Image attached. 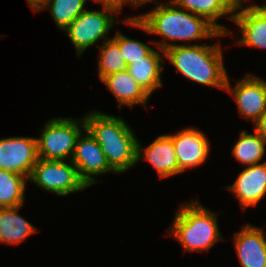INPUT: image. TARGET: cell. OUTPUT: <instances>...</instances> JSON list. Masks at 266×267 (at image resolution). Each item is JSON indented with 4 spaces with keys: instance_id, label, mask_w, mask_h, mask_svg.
Segmentation results:
<instances>
[{
    "instance_id": "obj_19",
    "label": "cell",
    "mask_w": 266,
    "mask_h": 267,
    "mask_svg": "<svg viewBox=\"0 0 266 267\" xmlns=\"http://www.w3.org/2000/svg\"><path fill=\"white\" fill-rule=\"evenodd\" d=\"M22 206L0 208V243L18 245L36 233L37 228L18 214Z\"/></svg>"
},
{
    "instance_id": "obj_23",
    "label": "cell",
    "mask_w": 266,
    "mask_h": 267,
    "mask_svg": "<svg viewBox=\"0 0 266 267\" xmlns=\"http://www.w3.org/2000/svg\"><path fill=\"white\" fill-rule=\"evenodd\" d=\"M99 50L97 71L101 81L106 76L127 69L120 47L112 38L99 45Z\"/></svg>"
},
{
    "instance_id": "obj_25",
    "label": "cell",
    "mask_w": 266,
    "mask_h": 267,
    "mask_svg": "<svg viewBox=\"0 0 266 267\" xmlns=\"http://www.w3.org/2000/svg\"><path fill=\"white\" fill-rule=\"evenodd\" d=\"M254 130L266 142V112L257 120Z\"/></svg>"
},
{
    "instance_id": "obj_31",
    "label": "cell",
    "mask_w": 266,
    "mask_h": 267,
    "mask_svg": "<svg viewBox=\"0 0 266 267\" xmlns=\"http://www.w3.org/2000/svg\"><path fill=\"white\" fill-rule=\"evenodd\" d=\"M265 10H266V5L264 4V5H261Z\"/></svg>"
},
{
    "instance_id": "obj_7",
    "label": "cell",
    "mask_w": 266,
    "mask_h": 267,
    "mask_svg": "<svg viewBox=\"0 0 266 267\" xmlns=\"http://www.w3.org/2000/svg\"><path fill=\"white\" fill-rule=\"evenodd\" d=\"M28 181L58 196H66L88 188L71 160L65 162L38 158Z\"/></svg>"
},
{
    "instance_id": "obj_14",
    "label": "cell",
    "mask_w": 266,
    "mask_h": 267,
    "mask_svg": "<svg viewBox=\"0 0 266 267\" xmlns=\"http://www.w3.org/2000/svg\"><path fill=\"white\" fill-rule=\"evenodd\" d=\"M141 159H145L153 166L159 178L182 173L178 166L173 139L167 134L158 136L144 148L137 141V162Z\"/></svg>"
},
{
    "instance_id": "obj_26",
    "label": "cell",
    "mask_w": 266,
    "mask_h": 267,
    "mask_svg": "<svg viewBox=\"0 0 266 267\" xmlns=\"http://www.w3.org/2000/svg\"><path fill=\"white\" fill-rule=\"evenodd\" d=\"M151 1H153L155 3L158 2L157 0H125V4L130 3L132 7L137 8L138 6H140L142 4H146V3L151 2Z\"/></svg>"
},
{
    "instance_id": "obj_1",
    "label": "cell",
    "mask_w": 266,
    "mask_h": 267,
    "mask_svg": "<svg viewBox=\"0 0 266 267\" xmlns=\"http://www.w3.org/2000/svg\"><path fill=\"white\" fill-rule=\"evenodd\" d=\"M169 3V4H168ZM167 4H159L152 11L124 19V22L139 28L148 34H157L166 39L164 42L152 41L158 47V51L179 45L175 41H191L205 38L226 36L219 32L205 18L195 15L184 8L174 5L171 1ZM167 39L172 42L167 43ZM174 41V42H173ZM160 49V50H159Z\"/></svg>"
},
{
    "instance_id": "obj_4",
    "label": "cell",
    "mask_w": 266,
    "mask_h": 267,
    "mask_svg": "<svg viewBox=\"0 0 266 267\" xmlns=\"http://www.w3.org/2000/svg\"><path fill=\"white\" fill-rule=\"evenodd\" d=\"M218 213L202 206L198 200L181 204L174 216L169 233L182 245L184 251L208 252L222 240L218 227Z\"/></svg>"
},
{
    "instance_id": "obj_9",
    "label": "cell",
    "mask_w": 266,
    "mask_h": 267,
    "mask_svg": "<svg viewBox=\"0 0 266 267\" xmlns=\"http://www.w3.org/2000/svg\"><path fill=\"white\" fill-rule=\"evenodd\" d=\"M225 91L234 97L239 114L254 124L266 112V81L256 75L244 76L234 87L228 77Z\"/></svg>"
},
{
    "instance_id": "obj_3",
    "label": "cell",
    "mask_w": 266,
    "mask_h": 267,
    "mask_svg": "<svg viewBox=\"0 0 266 267\" xmlns=\"http://www.w3.org/2000/svg\"><path fill=\"white\" fill-rule=\"evenodd\" d=\"M220 43L179 44L165 50L164 55L188 80L225 90L228 74Z\"/></svg>"
},
{
    "instance_id": "obj_10",
    "label": "cell",
    "mask_w": 266,
    "mask_h": 267,
    "mask_svg": "<svg viewBox=\"0 0 266 267\" xmlns=\"http://www.w3.org/2000/svg\"><path fill=\"white\" fill-rule=\"evenodd\" d=\"M37 160L36 138H0V169L29 178Z\"/></svg>"
},
{
    "instance_id": "obj_15",
    "label": "cell",
    "mask_w": 266,
    "mask_h": 267,
    "mask_svg": "<svg viewBox=\"0 0 266 267\" xmlns=\"http://www.w3.org/2000/svg\"><path fill=\"white\" fill-rule=\"evenodd\" d=\"M233 240L241 267H266V237L262 228L247 223L235 232Z\"/></svg>"
},
{
    "instance_id": "obj_24",
    "label": "cell",
    "mask_w": 266,
    "mask_h": 267,
    "mask_svg": "<svg viewBox=\"0 0 266 267\" xmlns=\"http://www.w3.org/2000/svg\"><path fill=\"white\" fill-rule=\"evenodd\" d=\"M117 31L116 35L111 38L119 45L127 66L135 61L142 60L153 50L141 41L130 39L123 35L121 31Z\"/></svg>"
},
{
    "instance_id": "obj_22",
    "label": "cell",
    "mask_w": 266,
    "mask_h": 267,
    "mask_svg": "<svg viewBox=\"0 0 266 267\" xmlns=\"http://www.w3.org/2000/svg\"><path fill=\"white\" fill-rule=\"evenodd\" d=\"M27 182L25 176L0 169V208L23 205Z\"/></svg>"
},
{
    "instance_id": "obj_27",
    "label": "cell",
    "mask_w": 266,
    "mask_h": 267,
    "mask_svg": "<svg viewBox=\"0 0 266 267\" xmlns=\"http://www.w3.org/2000/svg\"><path fill=\"white\" fill-rule=\"evenodd\" d=\"M29 4L30 8L34 11L37 9V7L44 1V0H26Z\"/></svg>"
},
{
    "instance_id": "obj_5",
    "label": "cell",
    "mask_w": 266,
    "mask_h": 267,
    "mask_svg": "<svg viewBox=\"0 0 266 267\" xmlns=\"http://www.w3.org/2000/svg\"><path fill=\"white\" fill-rule=\"evenodd\" d=\"M101 4L102 11L86 9L63 31L72 41L79 58L91 45L97 44L100 40L111 39L107 36L110 29L117 24L115 15L122 13L117 4Z\"/></svg>"
},
{
    "instance_id": "obj_21",
    "label": "cell",
    "mask_w": 266,
    "mask_h": 267,
    "mask_svg": "<svg viewBox=\"0 0 266 267\" xmlns=\"http://www.w3.org/2000/svg\"><path fill=\"white\" fill-rule=\"evenodd\" d=\"M87 0H44L35 12L49 9L59 30L64 31L83 11Z\"/></svg>"
},
{
    "instance_id": "obj_17",
    "label": "cell",
    "mask_w": 266,
    "mask_h": 267,
    "mask_svg": "<svg viewBox=\"0 0 266 267\" xmlns=\"http://www.w3.org/2000/svg\"><path fill=\"white\" fill-rule=\"evenodd\" d=\"M102 82L114 94L119 108L123 105L133 108L135 104H142L147 107L150 95L130 75L127 69L106 76Z\"/></svg>"
},
{
    "instance_id": "obj_29",
    "label": "cell",
    "mask_w": 266,
    "mask_h": 267,
    "mask_svg": "<svg viewBox=\"0 0 266 267\" xmlns=\"http://www.w3.org/2000/svg\"><path fill=\"white\" fill-rule=\"evenodd\" d=\"M94 2H99V3H107V0H93Z\"/></svg>"
},
{
    "instance_id": "obj_12",
    "label": "cell",
    "mask_w": 266,
    "mask_h": 267,
    "mask_svg": "<svg viewBox=\"0 0 266 267\" xmlns=\"http://www.w3.org/2000/svg\"><path fill=\"white\" fill-rule=\"evenodd\" d=\"M237 1L233 21L240 27L242 37L234 44L266 49V10L257 4L244 7Z\"/></svg>"
},
{
    "instance_id": "obj_8",
    "label": "cell",
    "mask_w": 266,
    "mask_h": 267,
    "mask_svg": "<svg viewBox=\"0 0 266 267\" xmlns=\"http://www.w3.org/2000/svg\"><path fill=\"white\" fill-rule=\"evenodd\" d=\"M84 132L85 134L83 135V132H81L76 140L71 162L77 168L81 180L87 187H90L98 183L96 176L116 172L109 166L106 156L96 139L86 128Z\"/></svg>"
},
{
    "instance_id": "obj_6",
    "label": "cell",
    "mask_w": 266,
    "mask_h": 267,
    "mask_svg": "<svg viewBox=\"0 0 266 267\" xmlns=\"http://www.w3.org/2000/svg\"><path fill=\"white\" fill-rule=\"evenodd\" d=\"M85 130L84 117L80 120L53 118L45 123L37 140L38 158L45 160H71L78 136Z\"/></svg>"
},
{
    "instance_id": "obj_20",
    "label": "cell",
    "mask_w": 266,
    "mask_h": 267,
    "mask_svg": "<svg viewBox=\"0 0 266 267\" xmlns=\"http://www.w3.org/2000/svg\"><path fill=\"white\" fill-rule=\"evenodd\" d=\"M266 142L254 130V134L241 131L239 139L233 145L232 155L239 163L252 166L264 158Z\"/></svg>"
},
{
    "instance_id": "obj_13",
    "label": "cell",
    "mask_w": 266,
    "mask_h": 267,
    "mask_svg": "<svg viewBox=\"0 0 266 267\" xmlns=\"http://www.w3.org/2000/svg\"><path fill=\"white\" fill-rule=\"evenodd\" d=\"M226 188L236 196L243 210L256 206L266 195V160L247 166Z\"/></svg>"
},
{
    "instance_id": "obj_18",
    "label": "cell",
    "mask_w": 266,
    "mask_h": 267,
    "mask_svg": "<svg viewBox=\"0 0 266 267\" xmlns=\"http://www.w3.org/2000/svg\"><path fill=\"white\" fill-rule=\"evenodd\" d=\"M163 56L160 52L152 50L142 60L127 66V71L138 84L151 96L156 88L162 87L161 72L163 71Z\"/></svg>"
},
{
    "instance_id": "obj_2",
    "label": "cell",
    "mask_w": 266,
    "mask_h": 267,
    "mask_svg": "<svg viewBox=\"0 0 266 267\" xmlns=\"http://www.w3.org/2000/svg\"><path fill=\"white\" fill-rule=\"evenodd\" d=\"M85 128L96 139L109 166L124 173L137 162V141L123 118L94 110L84 116Z\"/></svg>"
},
{
    "instance_id": "obj_16",
    "label": "cell",
    "mask_w": 266,
    "mask_h": 267,
    "mask_svg": "<svg viewBox=\"0 0 266 267\" xmlns=\"http://www.w3.org/2000/svg\"><path fill=\"white\" fill-rule=\"evenodd\" d=\"M174 5L184 8L191 13L205 18L219 32L231 35L229 28L217 23L223 16H229L233 20L234 9L237 0H169Z\"/></svg>"
},
{
    "instance_id": "obj_28",
    "label": "cell",
    "mask_w": 266,
    "mask_h": 267,
    "mask_svg": "<svg viewBox=\"0 0 266 267\" xmlns=\"http://www.w3.org/2000/svg\"><path fill=\"white\" fill-rule=\"evenodd\" d=\"M107 3L117 4L120 8H123L125 0H107Z\"/></svg>"
},
{
    "instance_id": "obj_30",
    "label": "cell",
    "mask_w": 266,
    "mask_h": 267,
    "mask_svg": "<svg viewBox=\"0 0 266 267\" xmlns=\"http://www.w3.org/2000/svg\"><path fill=\"white\" fill-rule=\"evenodd\" d=\"M237 1H245V2H248V1H251V0H237Z\"/></svg>"
},
{
    "instance_id": "obj_11",
    "label": "cell",
    "mask_w": 266,
    "mask_h": 267,
    "mask_svg": "<svg viewBox=\"0 0 266 267\" xmlns=\"http://www.w3.org/2000/svg\"><path fill=\"white\" fill-rule=\"evenodd\" d=\"M168 135L173 139L178 166L182 172L207 160L211 146L206 134L198 128L189 127Z\"/></svg>"
}]
</instances>
